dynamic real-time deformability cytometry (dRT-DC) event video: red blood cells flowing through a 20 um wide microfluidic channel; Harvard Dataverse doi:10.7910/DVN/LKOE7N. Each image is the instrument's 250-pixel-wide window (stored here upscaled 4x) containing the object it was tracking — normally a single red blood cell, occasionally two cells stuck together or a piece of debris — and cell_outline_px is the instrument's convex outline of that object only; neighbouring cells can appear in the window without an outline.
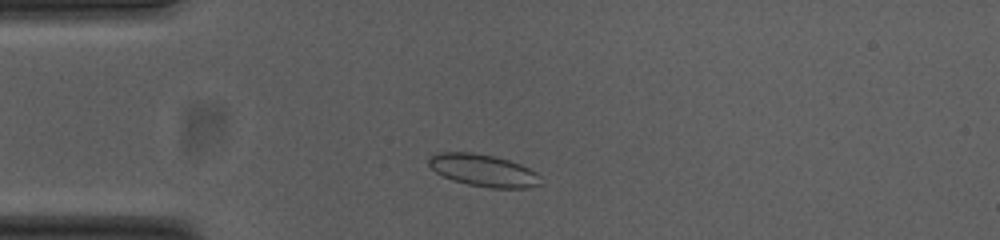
{"species": "common noctule bat (a hibernating species)", "species_latin": "Nyctalus noctula", "temperature_condition": "cold", "stored_images_in_passage": 47, "camera_frame_rate_fps": 3000, "um_per_image_px": 0.085, "animal": {"sex": "female", "body_mass_g": 23.0, "forearm_length_mm": 53.4}, "frame": {"image": 1, "passage_image": 6, "time_ms": 1.667, "image_size_px": [1000, 240], "cell_outline_px": [[540, 184], [528, 188], [488, 188], [468, 184], [452, 180], [436, 172], [428, 164], [428, 160], [432, 156], [440, 152], [472, 152], [492, 156], [508, 160], [520, 164], [536, 172], [540, 176]], "centroid_in_image_um": [41.09, 14.49], "position_along_channel_um": 43.9, "area_um2": 20.81}}
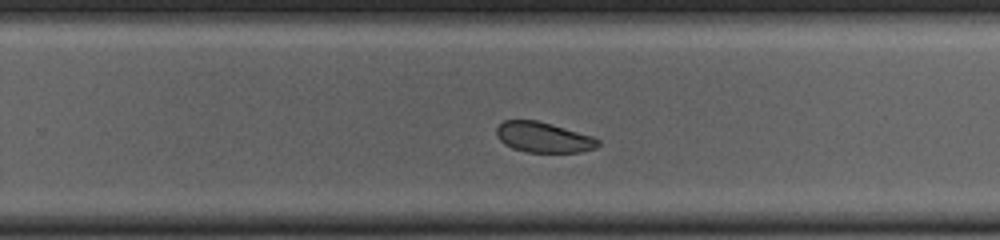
{"frame": {"image": 2, "passage_image": 27, "time_ms": 8.667, "image_size_px": [1000, 240], "cell_outline_px": [[600, 144], [596, 148], [580, 152], [528, 152], [512, 148], [504, 144], [496, 136], [496, 128], [504, 120], [536, 120], [552, 124], [592, 136], [600, 140]], "centroid_in_image_um": [46.19, 11.67], "position_along_channel_um": 283.6, "area_um2": 17.98}}
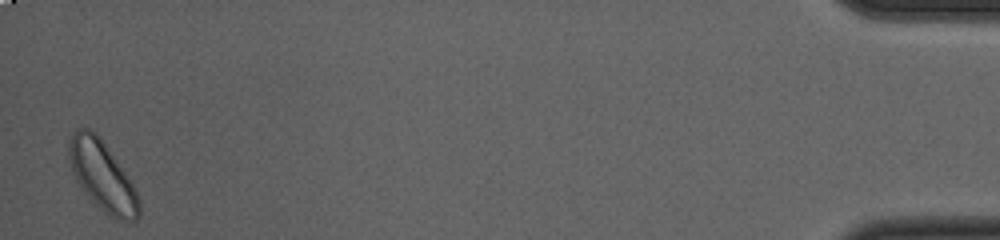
{"frame": {"image": 3, "passage_image": 46, "time_ms": 15.0, "image_size_px": [1000, 240], "cell_outline_px": [[140, 216], [136, 220], [116, 220], [108, 216], [84, 192], [76, 180], [68, 156], [68, 140], [72, 132], [76, 128], [92, 128], [96, 132], [128, 176], [136, 188], [140, 200]], "centroid_in_image_um": [8.71, 14.95], "position_along_channel_um": 426.5, "area_um2": 28.55}, "authors_computed_cell_mechanics": {"area_um2": 19.652, "velocity_mm_per_s": 3.7152, "shape_relaxation_time_tau1_ms": 2.5707, "shape_relaxation_time_tau2_ms": 2.8525, "deformation_change_tau1": 0.0469, "deformation_change_tau2": 0.0636}}